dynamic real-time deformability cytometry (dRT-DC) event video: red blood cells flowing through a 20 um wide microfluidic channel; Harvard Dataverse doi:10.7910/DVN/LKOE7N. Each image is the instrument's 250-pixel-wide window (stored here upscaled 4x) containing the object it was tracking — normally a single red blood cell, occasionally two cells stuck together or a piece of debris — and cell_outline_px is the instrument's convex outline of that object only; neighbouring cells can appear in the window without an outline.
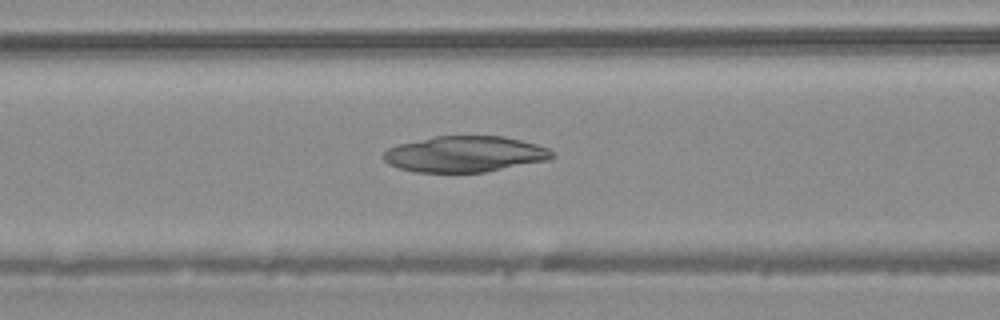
{"species": "common noctule bat (a hibernating species)", "species_latin": "Nyctalus noctula", "temperature_condition": "warm", "stored_images_in_passage": 48, "camera_frame_rate_fps": 3000, "um_per_image_px": 0.085, "animal": {"sex": "male", "body_mass_g": 20.4}, "frame": {"image": 1, "passage_image": 19, "time_ms": 6.0, "image_size_px": [1000, 320], "cell_outline_px": [[556, 156], [548, 160], [484, 172], [416, 172], [400, 168], [388, 164], [384, 160], [384, 152], [388, 148], [400, 144], [436, 136], [504, 136], [536, 144], [548, 148]], "centroid_in_image_um": [39.53, 13.1], "position_along_channel_um": 127.1, "area_um2": 35.08}}
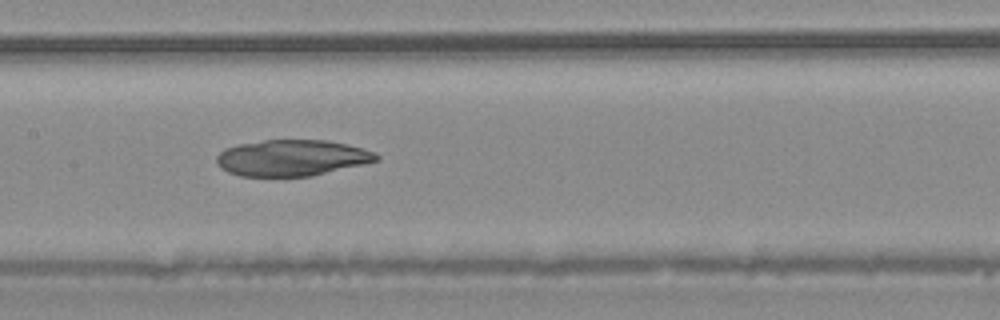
{"frame": {"image": 2, "passage_image": 23, "time_ms": 7.333, "image_size_px": [1000, 320], "cell_outline_px": [[380, 160], [364, 164], [312, 176], [240, 176], [228, 172], [220, 168], [216, 164], [216, 156], [224, 148], [240, 144], [264, 140], [328, 140], [376, 152], [380, 156]], "centroid_in_image_um": [24.79, 13.42], "position_along_channel_um": 182.6, "area_um2": 33.76}}